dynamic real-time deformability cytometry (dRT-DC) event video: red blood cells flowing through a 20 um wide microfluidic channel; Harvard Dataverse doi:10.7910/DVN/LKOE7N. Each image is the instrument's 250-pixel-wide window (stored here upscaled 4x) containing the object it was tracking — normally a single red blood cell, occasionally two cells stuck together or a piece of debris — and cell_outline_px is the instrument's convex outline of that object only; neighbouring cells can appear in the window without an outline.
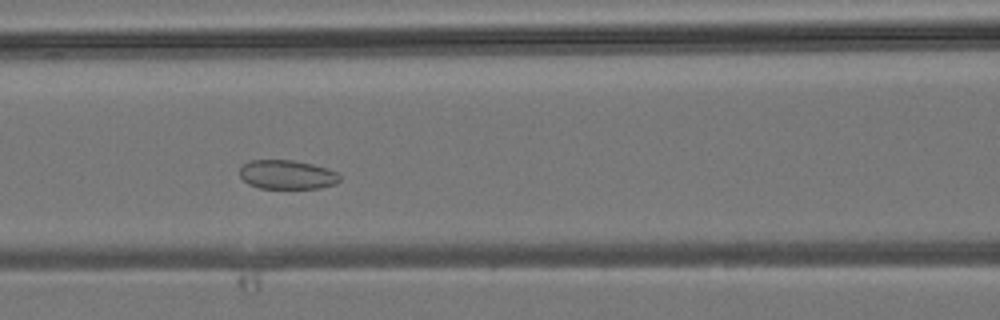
{"species": "common noctule bat (a hibernating species)", "species_latin": "Nyctalus noctula", "temperature_condition": "room temperature", "stored_images_in_passage": 40, "camera_frame_rate_fps": 3000, "um_per_image_px": 0.085, "animal": {"sex": "male", "body_mass_g": 19.2, "forearm_length_mm": 51.8}, "frame": {"image": 1, "passage_image": 15, "time_ms": 4.667, "image_size_px": [1000, 320], "cell_outline_px": [[340, 180], [336, 184], [320, 188], [260, 188], [248, 184], [240, 176], [240, 168], [244, 164], [252, 160], [292, 160], [312, 164], [328, 168], [336, 172], [340, 176]], "centroid_in_image_um": [24.42, 14.85], "position_along_channel_um": 142.2, "area_um2": 16.94}}
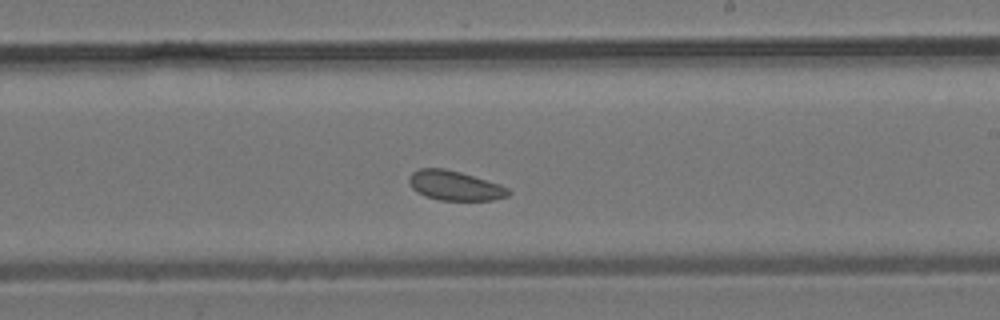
{"frame": {"image": 2, "passage_image": 22, "time_ms": 7.0, "image_size_px": [1000, 320], "cell_outline_px": [[512, 192], [508, 196], [492, 200], [440, 200], [416, 192], [412, 188], [408, 180], [408, 176], [412, 172], [420, 168], [444, 168], [460, 172], [500, 184], [508, 188]], "centroid_in_image_um": [38.66, 15.77], "position_along_channel_um": 250.3, "area_um2": 17.11}}
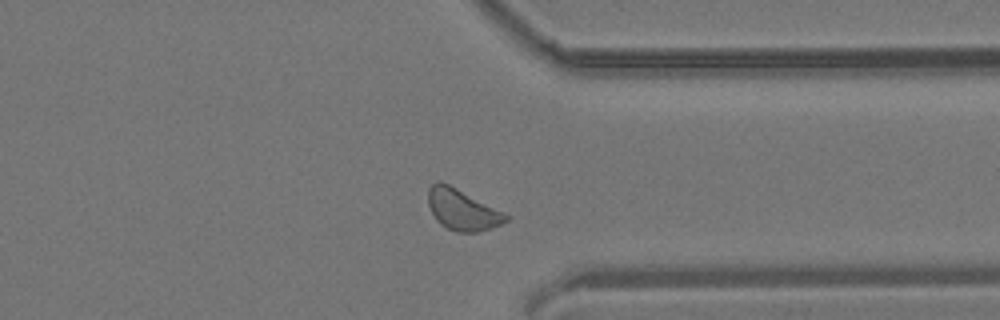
{"frame": {"image": 3, "passage_image": 30, "time_ms": 9.667, "image_size_px": [1000, 320], "cell_outline_px": [[508, 220], [500, 224], [476, 232], [456, 232], [440, 224], [436, 220], [428, 204], [428, 188], [436, 180], [440, 180], [504, 212], [508, 216]], "centroid_in_image_um": [39.25, 17.81], "position_along_channel_um": 372.1, "area_um2": 18.26}}